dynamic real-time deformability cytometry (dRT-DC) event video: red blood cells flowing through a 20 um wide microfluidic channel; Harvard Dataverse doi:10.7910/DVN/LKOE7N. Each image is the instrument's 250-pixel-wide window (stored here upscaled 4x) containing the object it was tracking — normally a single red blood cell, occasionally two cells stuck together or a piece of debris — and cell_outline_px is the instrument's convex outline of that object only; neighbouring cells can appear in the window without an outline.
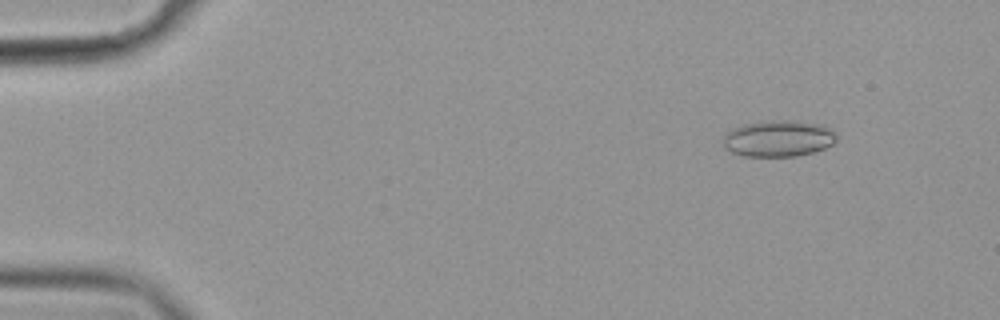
{"species": "common noctule bat (a hibernating species)", "species_latin": "Nyctalus noctula", "temperature_condition": "cold", "stored_images_in_passage": 57, "camera_frame_rate_fps": 3000, "um_per_image_px": 0.085, "animal": {"sex": "female", "body_mass_g": 19.9}, "frame": {"image": 1, "passage_image": 7, "time_ms": 2.0, "image_size_px": [1000, 320], "cell_outline_px": [[836, 140], [832, 144], [824, 148], [812, 152], [796, 156], [744, 156], [732, 152], [724, 148], [724, 132], [732, 128], [744, 124], [768, 120], [788, 120], [816, 124], [832, 128], [836, 132]], "centroid_in_image_um": [66.14, 11.77], "position_along_channel_um": 18.9, "area_um2": 24.04}}
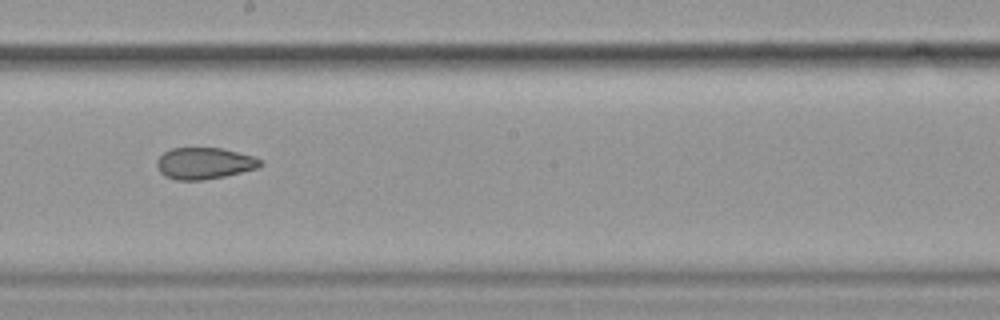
{"frame": {"image": 2, "passage_image": 33, "time_ms": 10.667, "image_size_px": [1000, 320], "cell_outline_px": [[264, 164], [256, 168], [224, 176], [204, 180], [176, 180], [164, 176], [160, 172], [156, 164], [156, 160], [164, 152], [172, 148], [220, 148], [252, 156], [260, 160]], "centroid_in_image_um": [17.32, 13.89], "position_along_channel_um": 230.9, "area_um2": 18.84}}
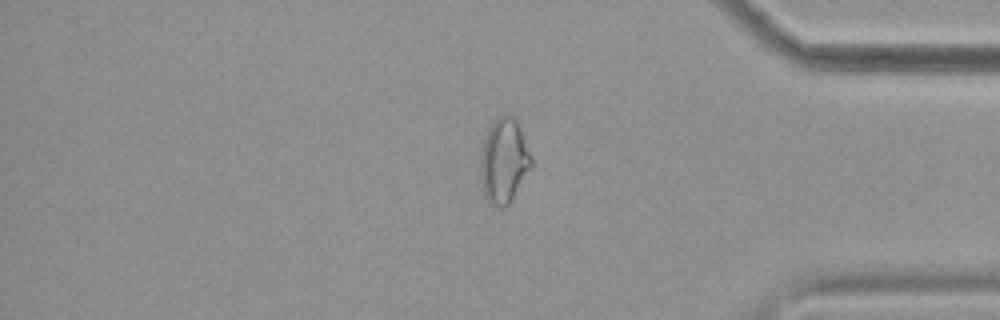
{"frame": {"image": 3, "passage_image": 48, "time_ms": 15.667, "image_size_px": [1000, 320], "cell_outline_px": [[532, 168], [512, 200], [504, 208], [500, 208], [488, 204], [484, 196], [480, 180], [480, 156], [484, 140], [488, 128], [492, 120], [504, 112], [508, 112], [516, 120], [520, 128], [532, 156]], "centroid_in_image_um": [42.83, 13.68], "position_along_channel_um": 392.4, "area_um2": 25.84}, "authors_computed_cell_mechanics": {"area_um2": 22.5998, "velocity_mm_per_s": 3.6136, "shape_relaxation_time_tau1_ms": null, "shape_relaxation_time_tau2_ms": 4.8054, "deformation_change_tau1": null, "deformation_change_tau2": 0.114}}